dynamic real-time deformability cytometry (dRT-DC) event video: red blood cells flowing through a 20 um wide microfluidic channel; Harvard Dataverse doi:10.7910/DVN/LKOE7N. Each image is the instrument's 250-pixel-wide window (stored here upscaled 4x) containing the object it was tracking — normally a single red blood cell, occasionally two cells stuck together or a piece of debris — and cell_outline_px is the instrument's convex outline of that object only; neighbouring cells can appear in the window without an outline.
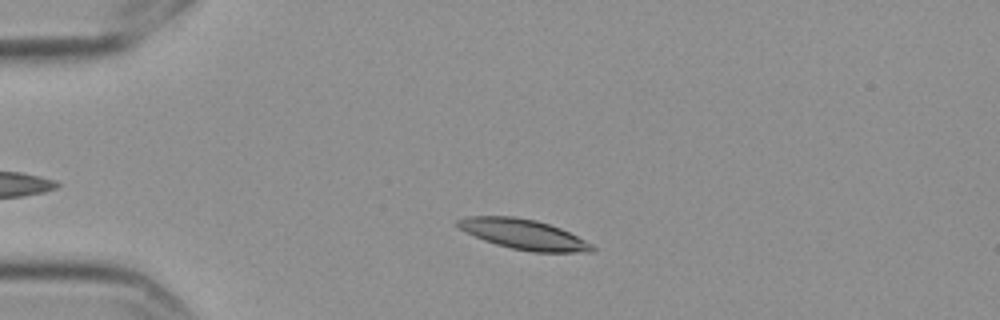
{"species": "Egyptian fruit bat (a non-hibernating species)", "species_latin": "Rousettus aegyptiacus", "temperature_condition": "cold", "stored_images_in_passage": 2, "camera_frame_rate_fps": 3000, "um_per_image_px": 0.085, "frame": {"image": 1, "passage_image": 1, "time_ms": 0.0, "image_size_px": [1000, 320], "cell_outline_px": [[596, 248], [592, 252], [532, 252], [512, 248], [496, 244], [484, 240], [460, 228], [456, 224], [456, 220], [468, 216], [512, 216], [536, 220], [560, 228], [592, 244]], "centroid_in_image_um": [44.52, 19.91], "position_along_channel_um": 40.5, "area_um2": 23.24}}